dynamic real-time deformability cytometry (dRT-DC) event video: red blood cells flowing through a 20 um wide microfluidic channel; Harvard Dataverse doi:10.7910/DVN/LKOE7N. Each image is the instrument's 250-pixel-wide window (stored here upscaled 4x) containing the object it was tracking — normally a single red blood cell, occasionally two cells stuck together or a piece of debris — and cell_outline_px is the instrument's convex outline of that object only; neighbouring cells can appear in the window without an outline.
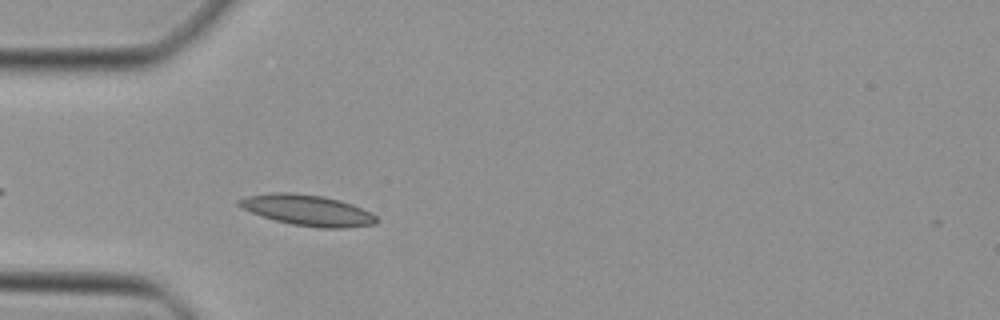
{"species": "Egyptian fruit bat (a non-hibernating species)", "species_latin": "Rousettus aegyptiacus", "temperature_condition": "cold", "stored_images_in_passage": 36, "camera_frame_rate_fps": 3000, "um_per_image_px": 0.085, "animal": {"sex": "female"}, "frame": {"image": 1, "passage_image": 3, "time_ms": 0.667, "image_size_px": [1000, 320], "cell_outline_px": [[380, 220], [376, 224], [348, 228], [320, 228], [292, 224], [276, 220], [252, 212], [236, 204], [236, 200], [244, 196], [272, 192], [292, 192], [324, 196], [340, 200], [352, 204], [372, 212]], "centroid_in_image_um": [26.18, 17.86], "position_along_channel_um": 58.8, "area_um2": 24.91}}
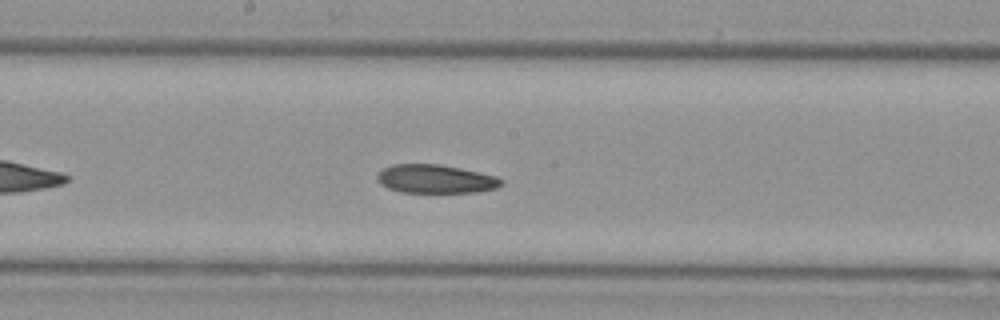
{"frame": {"image": 2, "passage_image": 14, "time_ms": 4.333, "image_size_px": [1000, 320], "cell_outline_px": [[504, 184], [496, 188], [476, 192], [400, 192], [388, 188], [380, 184], [376, 180], [376, 176], [384, 168], [392, 164], [440, 164], [460, 168], [496, 176], [504, 180]], "centroid_in_image_um": [37.02, 15.21], "position_along_channel_um": 211.2, "area_um2": 20.69}}
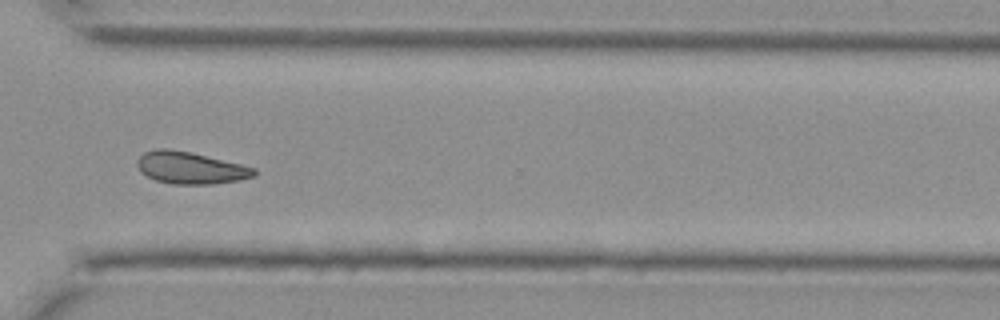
{"frame": {"image": 3, "passage_image": 24, "time_ms": 7.667, "image_size_px": [1000, 320], "cell_outline_px": [[256, 176], [240, 180], [212, 184], [172, 184], [156, 180], [140, 172], [136, 164], [136, 160], [144, 152], [156, 148], [168, 148], [192, 152], [256, 168]], "centroid_in_image_um": [16.17, 14.26], "position_along_channel_um": 354.4, "area_um2": 21.96}}